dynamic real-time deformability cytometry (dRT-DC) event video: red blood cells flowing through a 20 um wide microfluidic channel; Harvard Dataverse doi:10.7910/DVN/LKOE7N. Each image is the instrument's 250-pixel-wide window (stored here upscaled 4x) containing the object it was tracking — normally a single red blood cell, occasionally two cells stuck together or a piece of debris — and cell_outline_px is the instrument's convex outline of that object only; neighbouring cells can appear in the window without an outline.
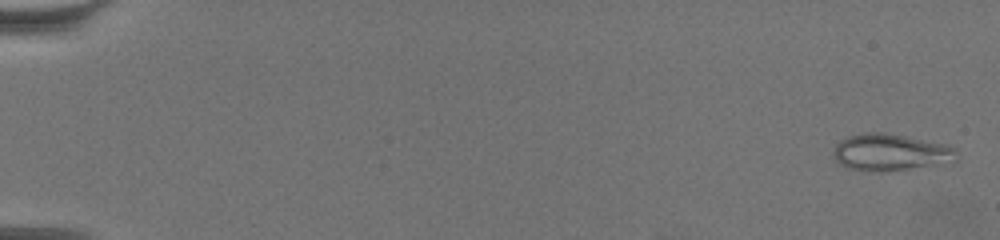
{"species": "common noctule bat (a hibernating species)", "species_latin": "Nyctalus noctula", "temperature_condition": "warm", "stored_images_in_passage": 63, "camera_frame_rate_fps": 3000, "um_per_image_px": 0.085, "animal": {"sex": "female", "body_mass_g": 19.5, "forearm_length_mm": 54.1}, "frame": {"image": 1, "passage_image": 2, "time_ms": 0.333, "image_size_px": [1000, 240], "cell_outline_px": [[956, 160], [932, 164], [880, 172], [872, 172], [848, 168], [840, 164], [832, 156], [832, 152], [836, 144], [840, 140], [852, 136], [868, 132], [884, 132], [904, 136], [940, 144], [956, 148]], "centroid_in_image_um": [75.58, 12.95], "position_along_channel_um": 9.4, "area_um2": 25.72}}
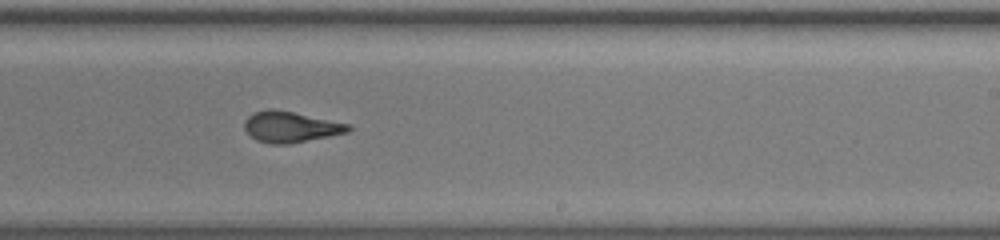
{"frame": {"image": 2, "passage_image": 41, "time_ms": 13.333, "image_size_px": [1000, 240], "cell_outline_px": [[352, 128], [348, 132], [292, 144], [268, 144], [256, 140], [244, 128], [244, 120], [248, 116], [256, 112], [268, 108], [272, 108], [292, 112], [348, 124]], "centroid_in_image_um": [24.66, 10.8], "position_along_channel_um": 264.3, "area_um2": 18.55}}
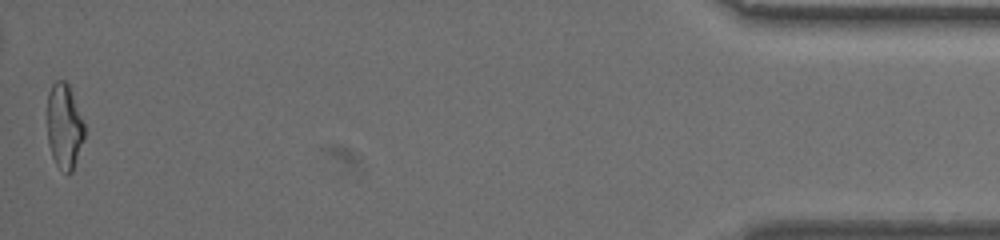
{"frame": {"image": 3, "passage_image": 63, "time_ms": 20.667, "image_size_px": [1000, 240], "cell_outline_px": [[84, 136], [72, 172], [68, 176], [56, 164], [52, 156], [48, 140], [48, 92], [52, 84], [56, 80], [64, 80], [68, 84], [84, 124]], "centroid_in_image_um": [5.45, 10.74], "position_along_channel_um": 429.7, "area_um2": 18.09}, "authors_computed_cell_mechanics": {"area_um2": 19.074, "velocity_mm_per_s": 3.4015, "shape_relaxation_time_tau1_ms": 9.4654, "shape_relaxation_time_tau2_ms": 1.326, "deformation_change_tau1": 0.2774, "deformation_change_tau2": 0.0976}}